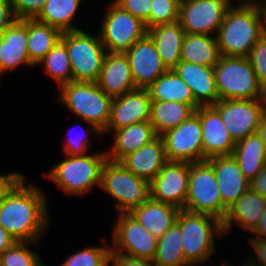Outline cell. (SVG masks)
<instances>
[{"mask_svg":"<svg viewBox=\"0 0 266 266\" xmlns=\"http://www.w3.org/2000/svg\"><path fill=\"white\" fill-rule=\"evenodd\" d=\"M260 4L266 6V0H260Z\"/></svg>","mask_w":266,"mask_h":266,"instance_id":"cell-53","label":"cell"},{"mask_svg":"<svg viewBox=\"0 0 266 266\" xmlns=\"http://www.w3.org/2000/svg\"><path fill=\"white\" fill-rule=\"evenodd\" d=\"M233 3L219 27L216 40L221 56L248 57L265 34L266 6L260 3Z\"/></svg>","mask_w":266,"mask_h":266,"instance_id":"cell-2","label":"cell"},{"mask_svg":"<svg viewBox=\"0 0 266 266\" xmlns=\"http://www.w3.org/2000/svg\"><path fill=\"white\" fill-rule=\"evenodd\" d=\"M105 266H114L111 260Z\"/></svg>","mask_w":266,"mask_h":266,"instance_id":"cell-54","label":"cell"},{"mask_svg":"<svg viewBox=\"0 0 266 266\" xmlns=\"http://www.w3.org/2000/svg\"><path fill=\"white\" fill-rule=\"evenodd\" d=\"M86 132V133H85ZM83 133V135H77L74 138H70L67 140L65 139L64 144H62L63 152L66 155L69 156H78V155H85L88 149H90L89 144V132L90 130H87ZM81 133V132H80Z\"/></svg>","mask_w":266,"mask_h":266,"instance_id":"cell-42","label":"cell"},{"mask_svg":"<svg viewBox=\"0 0 266 266\" xmlns=\"http://www.w3.org/2000/svg\"><path fill=\"white\" fill-rule=\"evenodd\" d=\"M82 0H47L36 20L59 29L61 32L79 30L72 22Z\"/></svg>","mask_w":266,"mask_h":266,"instance_id":"cell-33","label":"cell"},{"mask_svg":"<svg viewBox=\"0 0 266 266\" xmlns=\"http://www.w3.org/2000/svg\"><path fill=\"white\" fill-rule=\"evenodd\" d=\"M123 10L142 20L150 28V11L152 0H113Z\"/></svg>","mask_w":266,"mask_h":266,"instance_id":"cell-40","label":"cell"},{"mask_svg":"<svg viewBox=\"0 0 266 266\" xmlns=\"http://www.w3.org/2000/svg\"><path fill=\"white\" fill-rule=\"evenodd\" d=\"M61 35L62 32L55 27L36 19H28L27 51L34 66L58 43Z\"/></svg>","mask_w":266,"mask_h":266,"instance_id":"cell-32","label":"cell"},{"mask_svg":"<svg viewBox=\"0 0 266 266\" xmlns=\"http://www.w3.org/2000/svg\"><path fill=\"white\" fill-rule=\"evenodd\" d=\"M16 20L11 0H0V36Z\"/></svg>","mask_w":266,"mask_h":266,"instance_id":"cell-44","label":"cell"},{"mask_svg":"<svg viewBox=\"0 0 266 266\" xmlns=\"http://www.w3.org/2000/svg\"><path fill=\"white\" fill-rule=\"evenodd\" d=\"M195 109L182 102L175 101H152L149 122L157 136L176 128L186 121Z\"/></svg>","mask_w":266,"mask_h":266,"instance_id":"cell-30","label":"cell"},{"mask_svg":"<svg viewBox=\"0 0 266 266\" xmlns=\"http://www.w3.org/2000/svg\"><path fill=\"white\" fill-rule=\"evenodd\" d=\"M176 223L181 228V245L186 262L190 266H200V263L204 265L215 253L214 238L224 234L222 221L206 214L180 209Z\"/></svg>","mask_w":266,"mask_h":266,"instance_id":"cell-5","label":"cell"},{"mask_svg":"<svg viewBox=\"0 0 266 266\" xmlns=\"http://www.w3.org/2000/svg\"><path fill=\"white\" fill-rule=\"evenodd\" d=\"M124 53L137 88L149 87L168 70L148 33Z\"/></svg>","mask_w":266,"mask_h":266,"instance_id":"cell-16","label":"cell"},{"mask_svg":"<svg viewBox=\"0 0 266 266\" xmlns=\"http://www.w3.org/2000/svg\"><path fill=\"white\" fill-rule=\"evenodd\" d=\"M252 233L256 235L252 238L266 239V210L260 218L258 226Z\"/></svg>","mask_w":266,"mask_h":266,"instance_id":"cell-49","label":"cell"},{"mask_svg":"<svg viewBox=\"0 0 266 266\" xmlns=\"http://www.w3.org/2000/svg\"><path fill=\"white\" fill-rule=\"evenodd\" d=\"M152 101H175L191 105L195 110L200 106L187 83L173 69H168L147 87Z\"/></svg>","mask_w":266,"mask_h":266,"instance_id":"cell-28","label":"cell"},{"mask_svg":"<svg viewBox=\"0 0 266 266\" xmlns=\"http://www.w3.org/2000/svg\"><path fill=\"white\" fill-rule=\"evenodd\" d=\"M184 210L206 214L220 221L227 208L222 203L214 168L207 161L189 163V182Z\"/></svg>","mask_w":266,"mask_h":266,"instance_id":"cell-7","label":"cell"},{"mask_svg":"<svg viewBox=\"0 0 266 266\" xmlns=\"http://www.w3.org/2000/svg\"><path fill=\"white\" fill-rule=\"evenodd\" d=\"M116 221L112 231L111 254L153 260L158 238L151 235L129 213H118Z\"/></svg>","mask_w":266,"mask_h":266,"instance_id":"cell-12","label":"cell"},{"mask_svg":"<svg viewBox=\"0 0 266 266\" xmlns=\"http://www.w3.org/2000/svg\"><path fill=\"white\" fill-rule=\"evenodd\" d=\"M110 132L113 135V144L106 154L108 160L115 162H119L126 155L137 151L157 137L149 121L131 124L115 131H104L102 135Z\"/></svg>","mask_w":266,"mask_h":266,"instance_id":"cell-24","label":"cell"},{"mask_svg":"<svg viewBox=\"0 0 266 266\" xmlns=\"http://www.w3.org/2000/svg\"><path fill=\"white\" fill-rule=\"evenodd\" d=\"M173 70L187 83L200 106L214 105L220 100L214 67L180 61Z\"/></svg>","mask_w":266,"mask_h":266,"instance_id":"cell-22","label":"cell"},{"mask_svg":"<svg viewBox=\"0 0 266 266\" xmlns=\"http://www.w3.org/2000/svg\"><path fill=\"white\" fill-rule=\"evenodd\" d=\"M114 200L118 213H129L150 198V183L126 169L120 162L103 165L101 186Z\"/></svg>","mask_w":266,"mask_h":266,"instance_id":"cell-8","label":"cell"},{"mask_svg":"<svg viewBox=\"0 0 266 266\" xmlns=\"http://www.w3.org/2000/svg\"><path fill=\"white\" fill-rule=\"evenodd\" d=\"M107 159L106 151L78 156L64 154V159L54 164L45 176L65 193L82 196L97 185L100 188Z\"/></svg>","mask_w":266,"mask_h":266,"instance_id":"cell-4","label":"cell"},{"mask_svg":"<svg viewBox=\"0 0 266 266\" xmlns=\"http://www.w3.org/2000/svg\"><path fill=\"white\" fill-rule=\"evenodd\" d=\"M182 233L175 222L160 238L152 260L156 266H190L182 251Z\"/></svg>","mask_w":266,"mask_h":266,"instance_id":"cell-34","label":"cell"},{"mask_svg":"<svg viewBox=\"0 0 266 266\" xmlns=\"http://www.w3.org/2000/svg\"><path fill=\"white\" fill-rule=\"evenodd\" d=\"M37 65L43 66L46 75L51 77L59 88L73 82L69 54L66 44L61 39Z\"/></svg>","mask_w":266,"mask_h":266,"instance_id":"cell-35","label":"cell"},{"mask_svg":"<svg viewBox=\"0 0 266 266\" xmlns=\"http://www.w3.org/2000/svg\"><path fill=\"white\" fill-rule=\"evenodd\" d=\"M212 106L220 113L225 129L236 143L257 133L266 99L219 100Z\"/></svg>","mask_w":266,"mask_h":266,"instance_id":"cell-11","label":"cell"},{"mask_svg":"<svg viewBox=\"0 0 266 266\" xmlns=\"http://www.w3.org/2000/svg\"><path fill=\"white\" fill-rule=\"evenodd\" d=\"M72 69L73 81L97 82L107 53L100 36H93L79 29L62 32Z\"/></svg>","mask_w":266,"mask_h":266,"instance_id":"cell-9","label":"cell"},{"mask_svg":"<svg viewBox=\"0 0 266 266\" xmlns=\"http://www.w3.org/2000/svg\"><path fill=\"white\" fill-rule=\"evenodd\" d=\"M207 161L214 168L222 203L228 209L249 189V181L232 155L215 156Z\"/></svg>","mask_w":266,"mask_h":266,"instance_id":"cell-21","label":"cell"},{"mask_svg":"<svg viewBox=\"0 0 266 266\" xmlns=\"http://www.w3.org/2000/svg\"><path fill=\"white\" fill-rule=\"evenodd\" d=\"M195 113L202 126L203 161L232 155L236 143L225 129L220 113L212 105L199 106Z\"/></svg>","mask_w":266,"mask_h":266,"instance_id":"cell-18","label":"cell"},{"mask_svg":"<svg viewBox=\"0 0 266 266\" xmlns=\"http://www.w3.org/2000/svg\"><path fill=\"white\" fill-rule=\"evenodd\" d=\"M161 137L168 161H203L202 126L196 113Z\"/></svg>","mask_w":266,"mask_h":266,"instance_id":"cell-14","label":"cell"},{"mask_svg":"<svg viewBox=\"0 0 266 266\" xmlns=\"http://www.w3.org/2000/svg\"><path fill=\"white\" fill-rule=\"evenodd\" d=\"M179 208L151 197L129 214L134 217L151 235L160 238L175 222Z\"/></svg>","mask_w":266,"mask_h":266,"instance_id":"cell-26","label":"cell"},{"mask_svg":"<svg viewBox=\"0 0 266 266\" xmlns=\"http://www.w3.org/2000/svg\"><path fill=\"white\" fill-rule=\"evenodd\" d=\"M114 266H156L152 260L133 258L122 254H111Z\"/></svg>","mask_w":266,"mask_h":266,"instance_id":"cell-45","label":"cell"},{"mask_svg":"<svg viewBox=\"0 0 266 266\" xmlns=\"http://www.w3.org/2000/svg\"><path fill=\"white\" fill-rule=\"evenodd\" d=\"M45 192L21 176L0 203V225L18 242H39L50 224Z\"/></svg>","mask_w":266,"mask_h":266,"instance_id":"cell-1","label":"cell"},{"mask_svg":"<svg viewBox=\"0 0 266 266\" xmlns=\"http://www.w3.org/2000/svg\"><path fill=\"white\" fill-rule=\"evenodd\" d=\"M231 0H180L179 23L188 34L216 36Z\"/></svg>","mask_w":266,"mask_h":266,"instance_id":"cell-13","label":"cell"},{"mask_svg":"<svg viewBox=\"0 0 266 266\" xmlns=\"http://www.w3.org/2000/svg\"><path fill=\"white\" fill-rule=\"evenodd\" d=\"M189 182V162L167 161L150 182V197L183 209Z\"/></svg>","mask_w":266,"mask_h":266,"instance_id":"cell-15","label":"cell"},{"mask_svg":"<svg viewBox=\"0 0 266 266\" xmlns=\"http://www.w3.org/2000/svg\"><path fill=\"white\" fill-rule=\"evenodd\" d=\"M57 96L72 113L83 119L96 135H102L110 119L113 98L96 82H69L60 87Z\"/></svg>","mask_w":266,"mask_h":266,"instance_id":"cell-3","label":"cell"},{"mask_svg":"<svg viewBox=\"0 0 266 266\" xmlns=\"http://www.w3.org/2000/svg\"><path fill=\"white\" fill-rule=\"evenodd\" d=\"M248 240L255 252L256 259L250 257V259L245 262L249 266H266V239H256L251 236Z\"/></svg>","mask_w":266,"mask_h":266,"instance_id":"cell-43","label":"cell"},{"mask_svg":"<svg viewBox=\"0 0 266 266\" xmlns=\"http://www.w3.org/2000/svg\"><path fill=\"white\" fill-rule=\"evenodd\" d=\"M110 97H120L137 89L125 53L107 52L96 82Z\"/></svg>","mask_w":266,"mask_h":266,"instance_id":"cell-20","label":"cell"},{"mask_svg":"<svg viewBox=\"0 0 266 266\" xmlns=\"http://www.w3.org/2000/svg\"><path fill=\"white\" fill-rule=\"evenodd\" d=\"M99 36L107 52L127 51L136 41L148 33L145 23L123 10L114 1L106 6Z\"/></svg>","mask_w":266,"mask_h":266,"instance_id":"cell-10","label":"cell"},{"mask_svg":"<svg viewBox=\"0 0 266 266\" xmlns=\"http://www.w3.org/2000/svg\"><path fill=\"white\" fill-rule=\"evenodd\" d=\"M167 161L164 141L161 136H157L150 143L123 157L119 162L137 177L150 183Z\"/></svg>","mask_w":266,"mask_h":266,"instance_id":"cell-23","label":"cell"},{"mask_svg":"<svg viewBox=\"0 0 266 266\" xmlns=\"http://www.w3.org/2000/svg\"><path fill=\"white\" fill-rule=\"evenodd\" d=\"M220 57L216 36L185 34L181 48V61L215 67Z\"/></svg>","mask_w":266,"mask_h":266,"instance_id":"cell-31","label":"cell"},{"mask_svg":"<svg viewBox=\"0 0 266 266\" xmlns=\"http://www.w3.org/2000/svg\"><path fill=\"white\" fill-rule=\"evenodd\" d=\"M214 73L220 100L266 99V89L259 82L248 57L221 56Z\"/></svg>","mask_w":266,"mask_h":266,"instance_id":"cell-6","label":"cell"},{"mask_svg":"<svg viewBox=\"0 0 266 266\" xmlns=\"http://www.w3.org/2000/svg\"><path fill=\"white\" fill-rule=\"evenodd\" d=\"M266 210V198L252 191L250 188L234 203L222 221L224 234L229 231L232 224L252 232L259 224V220Z\"/></svg>","mask_w":266,"mask_h":266,"instance_id":"cell-25","label":"cell"},{"mask_svg":"<svg viewBox=\"0 0 266 266\" xmlns=\"http://www.w3.org/2000/svg\"><path fill=\"white\" fill-rule=\"evenodd\" d=\"M164 65L173 69L181 61L185 31L179 21L159 24L148 29Z\"/></svg>","mask_w":266,"mask_h":266,"instance_id":"cell-27","label":"cell"},{"mask_svg":"<svg viewBox=\"0 0 266 266\" xmlns=\"http://www.w3.org/2000/svg\"><path fill=\"white\" fill-rule=\"evenodd\" d=\"M180 0H152L150 28L179 20Z\"/></svg>","mask_w":266,"mask_h":266,"instance_id":"cell-38","label":"cell"},{"mask_svg":"<svg viewBox=\"0 0 266 266\" xmlns=\"http://www.w3.org/2000/svg\"><path fill=\"white\" fill-rule=\"evenodd\" d=\"M23 174L18 172H12L9 174H0V203L6 192L12 187V185L22 176Z\"/></svg>","mask_w":266,"mask_h":266,"instance_id":"cell-47","label":"cell"},{"mask_svg":"<svg viewBox=\"0 0 266 266\" xmlns=\"http://www.w3.org/2000/svg\"><path fill=\"white\" fill-rule=\"evenodd\" d=\"M28 19L16 20L0 36V76L22 65L35 67L27 51Z\"/></svg>","mask_w":266,"mask_h":266,"instance_id":"cell-19","label":"cell"},{"mask_svg":"<svg viewBox=\"0 0 266 266\" xmlns=\"http://www.w3.org/2000/svg\"><path fill=\"white\" fill-rule=\"evenodd\" d=\"M249 188L266 198V165L265 167L249 181Z\"/></svg>","mask_w":266,"mask_h":266,"instance_id":"cell-46","label":"cell"},{"mask_svg":"<svg viewBox=\"0 0 266 266\" xmlns=\"http://www.w3.org/2000/svg\"><path fill=\"white\" fill-rule=\"evenodd\" d=\"M47 0H11L17 20L35 19Z\"/></svg>","mask_w":266,"mask_h":266,"instance_id":"cell-41","label":"cell"},{"mask_svg":"<svg viewBox=\"0 0 266 266\" xmlns=\"http://www.w3.org/2000/svg\"><path fill=\"white\" fill-rule=\"evenodd\" d=\"M221 266H229V264H228V262L226 263V261L224 262V264L222 265V264H220ZM219 265V266H220ZM242 266H249L246 262H245V264L244 265H242Z\"/></svg>","mask_w":266,"mask_h":266,"instance_id":"cell-52","label":"cell"},{"mask_svg":"<svg viewBox=\"0 0 266 266\" xmlns=\"http://www.w3.org/2000/svg\"><path fill=\"white\" fill-rule=\"evenodd\" d=\"M257 134L260 136L261 140L265 144L266 147V110L263 114V117L260 121L259 128L257 130Z\"/></svg>","mask_w":266,"mask_h":266,"instance_id":"cell-50","label":"cell"},{"mask_svg":"<svg viewBox=\"0 0 266 266\" xmlns=\"http://www.w3.org/2000/svg\"><path fill=\"white\" fill-rule=\"evenodd\" d=\"M231 1L234 3L235 0H231ZM237 1L238 2H242V3H260V0H240V1L239 0H236L235 3Z\"/></svg>","mask_w":266,"mask_h":266,"instance_id":"cell-51","label":"cell"},{"mask_svg":"<svg viewBox=\"0 0 266 266\" xmlns=\"http://www.w3.org/2000/svg\"><path fill=\"white\" fill-rule=\"evenodd\" d=\"M248 59L251 62L253 70L266 89V35L264 34L252 48Z\"/></svg>","mask_w":266,"mask_h":266,"instance_id":"cell-39","label":"cell"},{"mask_svg":"<svg viewBox=\"0 0 266 266\" xmlns=\"http://www.w3.org/2000/svg\"><path fill=\"white\" fill-rule=\"evenodd\" d=\"M68 256L60 266H105L111 260V245L88 246Z\"/></svg>","mask_w":266,"mask_h":266,"instance_id":"cell-37","label":"cell"},{"mask_svg":"<svg viewBox=\"0 0 266 266\" xmlns=\"http://www.w3.org/2000/svg\"><path fill=\"white\" fill-rule=\"evenodd\" d=\"M151 98L147 88H137L112 100L105 131H115L138 122L149 121Z\"/></svg>","mask_w":266,"mask_h":266,"instance_id":"cell-17","label":"cell"},{"mask_svg":"<svg viewBox=\"0 0 266 266\" xmlns=\"http://www.w3.org/2000/svg\"><path fill=\"white\" fill-rule=\"evenodd\" d=\"M17 240L0 225V254L11 248Z\"/></svg>","mask_w":266,"mask_h":266,"instance_id":"cell-48","label":"cell"},{"mask_svg":"<svg viewBox=\"0 0 266 266\" xmlns=\"http://www.w3.org/2000/svg\"><path fill=\"white\" fill-rule=\"evenodd\" d=\"M38 242H16L11 248L0 254L1 266H45L40 255L32 251L29 245Z\"/></svg>","mask_w":266,"mask_h":266,"instance_id":"cell-36","label":"cell"},{"mask_svg":"<svg viewBox=\"0 0 266 266\" xmlns=\"http://www.w3.org/2000/svg\"><path fill=\"white\" fill-rule=\"evenodd\" d=\"M232 156L248 181L266 165V147L257 133L236 142Z\"/></svg>","mask_w":266,"mask_h":266,"instance_id":"cell-29","label":"cell"}]
</instances>
